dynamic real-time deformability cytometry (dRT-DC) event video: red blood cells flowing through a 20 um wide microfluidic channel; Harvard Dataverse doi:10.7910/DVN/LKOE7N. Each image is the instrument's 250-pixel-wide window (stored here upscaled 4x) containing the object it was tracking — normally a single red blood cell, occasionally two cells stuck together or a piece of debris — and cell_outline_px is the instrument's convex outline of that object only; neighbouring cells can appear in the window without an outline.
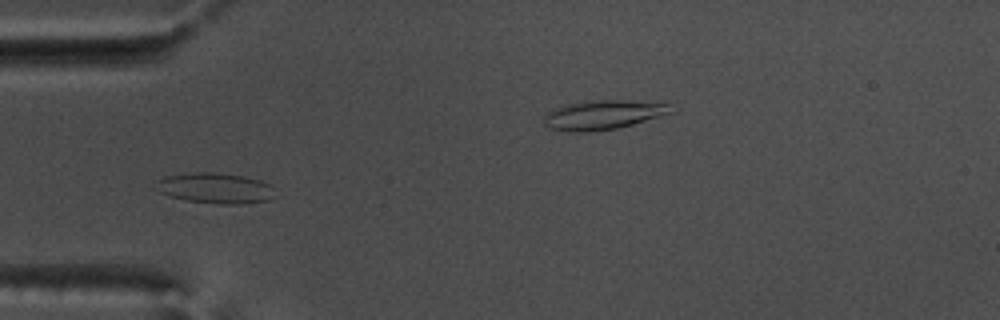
{"species": "common noctule bat (a hibernating species)", "species_latin": "Nyctalus noctula", "temperature_condition": "warm", "stored_images_in_passage": 52, "camera_frame_rate_fps": 3000, "um_per_image_px": 0.085, "animal": {"sex": "male", "body_mass_g": 17.5, "forearm_length_mm": 52.3}, "frame": {"image": 1, "passage_image": 14, "time_ms": 4.333, "image_size_px": [1000, 320], "cell_outline_px": [[280, 196], [268, 200], [244, 204], [216, 204], [188, 200], [168, 196], [152, 188], [152, 184], [156, 180], [164, 176], [192, 172], [216, 172], [244, 176], [260, 180], [272, 184]], "centroid_in_image_um": [18.32, 15.99], "position_along_channel_um": 66.7, "area_um2": 22.02}}
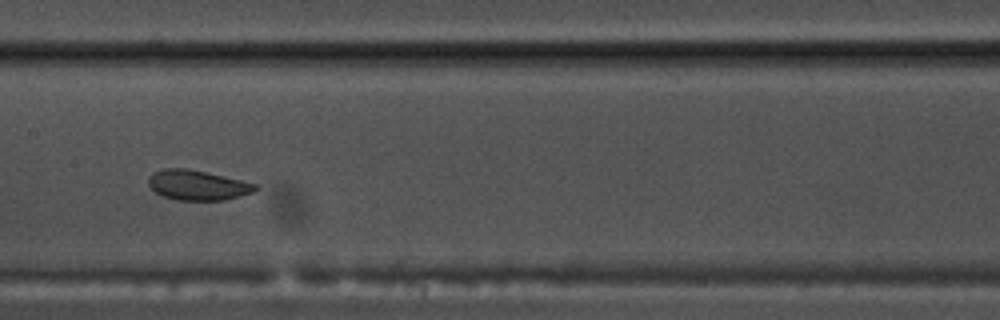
{"frame": {"image": 2, "passage_image": 24, "time_ms": 7.667, "image_size_px": [1000, 320], "cell_outline_px": [[260, 188], [252, 192], [240, 196], [224, 200], [176, 200], [164, 196], [156, 192], [148, 184], [148, 176], [152, 172], [164, 168], [188, 168], [244, 180], [256, 184]], "centroid_in_image_um": [16.8, 15.72], "position_along_channel_um": 190.6, "area_um2": 18.84}}
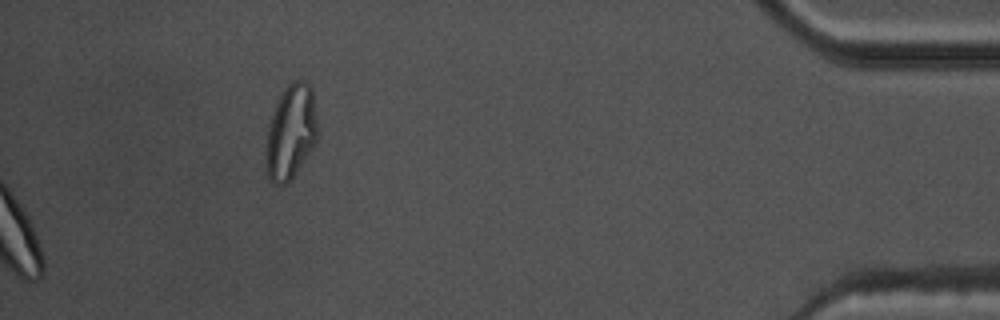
{"frame": {"image": 3, "passage_image": 52, "time_ms": 17.0, "image_size_px": [1000, 320], "cell_outline_px": [[316, 140], [312, 148], [292, 180], [288, 184], [276, 184], [268, 180], [268, 128], [272, 112], [280, 96], [288, 84], [292, 80], [304, 80], [312, 88], [316, 116]], "centroid_in_image_um": [24.75, 11.21], "position_along_channel_um": 410.5, "area_um2": 27.8}, "authors_computed_cell_mechanics": {"area_um2": 21.6172, "velocity_mm_per_s": 3.741, "shape_relaxation_time_tau1_ms": 4.6586, "shape_relaxation_time_tau2_ms": 2.3559, "deformation_change_tau1": 0.0963, "deformation_change_tau2": 0.0626}}